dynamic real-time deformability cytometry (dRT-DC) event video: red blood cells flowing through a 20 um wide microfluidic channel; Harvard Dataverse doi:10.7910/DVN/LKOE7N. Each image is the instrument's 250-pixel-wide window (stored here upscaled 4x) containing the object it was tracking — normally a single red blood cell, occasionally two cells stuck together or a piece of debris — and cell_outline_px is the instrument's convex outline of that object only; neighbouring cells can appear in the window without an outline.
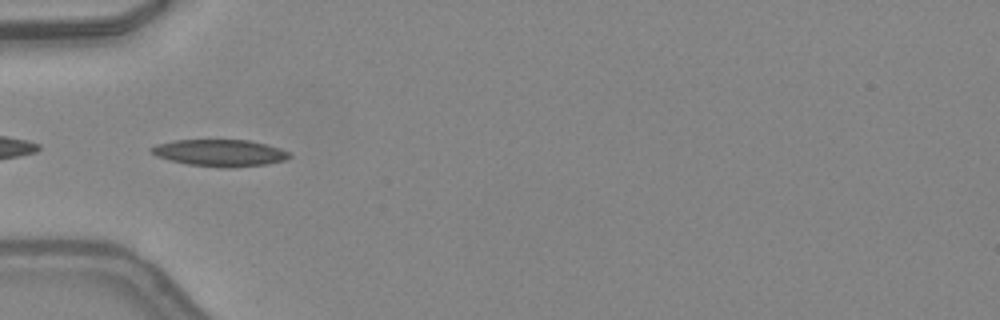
{"species": "common noctule bat (a hibernating species)", "species_latin": "Nyctalus noctula", "temperature_condition": "warm", "stored_images_in_passage": 16, "camera_frame_rate_fps": 3000, "um_per_image_px": 0.085, "animal": {"sex": "female", "body_mass_g": 24.6, "forearm_length_mm": 56.2}, "frame": {"image": 1, "passage_image": 10, "time_ms": 3.0, "image_size_px": [1000, 320], "cell_outline_px": [[292, 156], [284, 160], [268, 164], [232, 168], [220, 168], [188, 164], [168, 160], [156, 156], [148, 148], [156, 144], [176, 140], [248, 140], [280, 148], [288, 152]], "centroid_in_image_um": [18.67, 13.0], "position_along_channel_um": 66.3, "area_um2": 21.68}}